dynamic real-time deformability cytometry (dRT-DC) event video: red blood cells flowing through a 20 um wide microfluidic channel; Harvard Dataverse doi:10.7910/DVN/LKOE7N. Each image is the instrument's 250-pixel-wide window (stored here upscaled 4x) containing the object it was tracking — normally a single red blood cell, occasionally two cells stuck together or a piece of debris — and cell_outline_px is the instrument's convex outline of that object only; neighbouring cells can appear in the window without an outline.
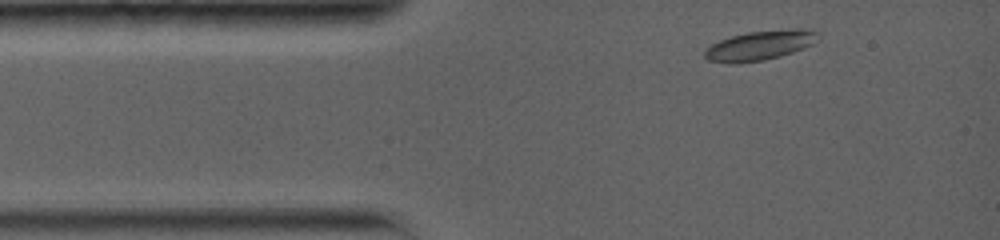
{"species": "common noctule bat (a hibernating species)", "species_latin": "Nyctalus noctula", "temperature_condition": "warm", "stored_images_in_passage": 22, "camera_frame_rate_fps": 5000, "um_per_image_px": 0.085, "animal": {"sex": "female", "body_mass_g": 19.0, "forearm_length_mm": 56.7}, "frame": {"image": 1, "passage_image": 1, "time_ms": 0.0, "image_size_px": [1000, 240], "cell_outline_px": [[820, 40], [804, 48], [780, 56], [764, 60], [736, 64], [728, 64], [708, 60], [704, 56], [704, 52], [712, 44], [720, 40], [732, 36], [748, 32], [792, 28], [812, 28], [820, 32]], "centroid_in_image_um": [64.67, 3.85], "position_along_channel_um": 20.3, "area_um2": 19.94}}
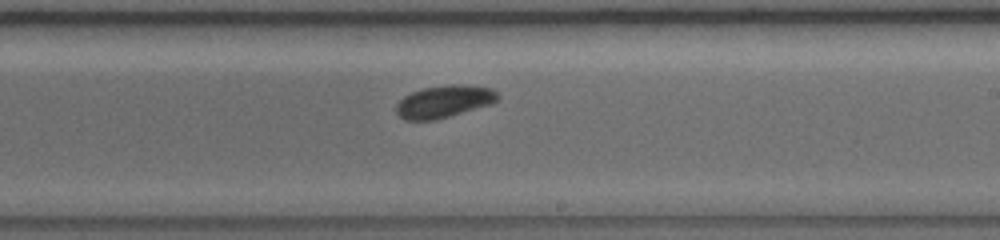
{"frame": {"image": 2, "passage_image": 12, "time_ms": 7.0, "image_size_px": [1000, 240], "cell_outline_px": [[500, 100], [488, 104], [436, 120], [404, 120], [396, 112], [396, 104], [404, 96], [412, 92], [424, 88], [448, 84], [468, 84], [492, 88], [500, 96]], "centroid_in_image_um": [37.75, 8.61], "position_along_channel_um": 251.3, "area_um2": 19.07}}
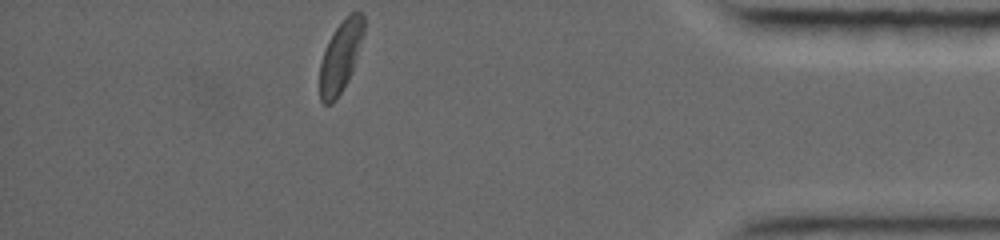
{"frame": {"image": 3, "passage_image": 22, "time_ms": 12.2, "image_size_px": [1000, 240], "cell_outline_px": [[364, 32], [348, 80], [336, 100], [332, 104], [324, 104], [320, 100], [320, 64], [328, 40], [336, 28], [352, 12], [360, 12], [364, 16]], "centroid_in_image_um": [28.93, 4.84], "position_along_channel_um": 406.3, "area_um2": 17.8}, "authors_computed_cell_mechanics": {"area_um2": 18.2648, "velocity_mm_per_s": 3.7949, "shape_relaxation_time_tau1_ms": 3.0306, "shape_relaxation_time_tau2_ms": null, "deformation_change_tau1": 0.1259, "deformation_change_tau2": null}}